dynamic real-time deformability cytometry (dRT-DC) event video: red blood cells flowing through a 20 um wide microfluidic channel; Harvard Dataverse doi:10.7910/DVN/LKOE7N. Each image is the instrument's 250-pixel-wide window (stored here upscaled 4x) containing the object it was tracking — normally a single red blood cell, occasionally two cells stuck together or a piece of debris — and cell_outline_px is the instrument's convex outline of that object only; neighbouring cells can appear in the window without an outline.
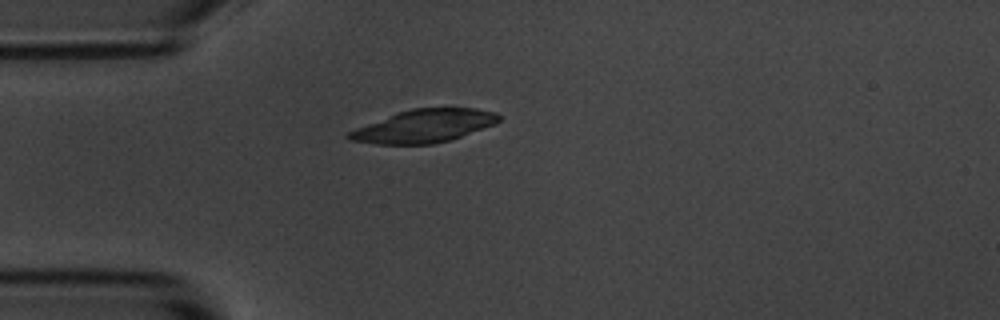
{"species": "common noctule bat (a hibernating species)", "species_latin": "Nyctalus noctula", "temperature_condition": "room temperature", "stored_images_in_passage": 2, "camera_frame_rate_fps": 3000, "um_per_image_px": 0.085, "animal": {"sex": "male", "body_mass_g": 20.1, "forearm_length_mm": 53.5}, "frame": {"image": 1, "passage_image": 1, "time_ms": 0.0, "image_size_px": [1000, 320], "cell_outline_px": [[500, 120], [496, 124], [452, 140], [432, 144], [376, 144], [348, 140], [344, 136], [348, 132], [356, 128], [396, 112], [412, 108], [476, 108], [496, 112], [500, 116]], "centroid_in_image_um": [36.05, 10.71], "position_along_channel_um": 49.0, "area_um2": 29.07}}